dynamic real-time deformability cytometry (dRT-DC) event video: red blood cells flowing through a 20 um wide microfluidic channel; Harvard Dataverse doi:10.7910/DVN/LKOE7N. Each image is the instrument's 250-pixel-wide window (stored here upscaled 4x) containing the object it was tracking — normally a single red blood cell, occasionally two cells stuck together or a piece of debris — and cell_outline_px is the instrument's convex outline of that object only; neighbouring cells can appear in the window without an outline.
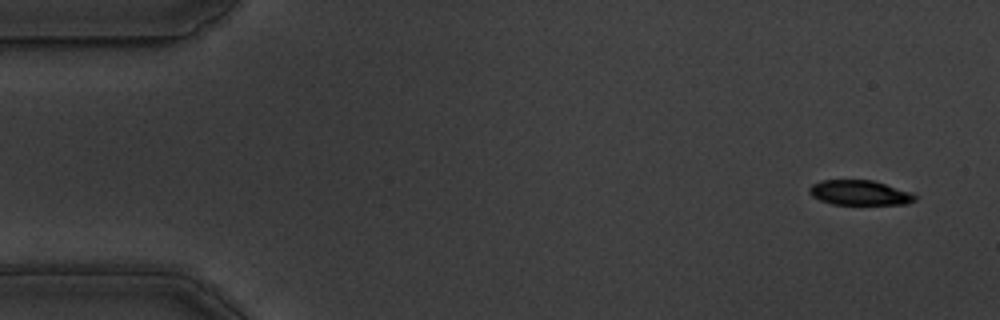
{"species": "common noctule bat (a hibernating species)", "species_latin": "Nyctalus noctula", "temperature_condition": "warm", "stored_images_in_passage": 54, "camera_frame_rate_fps": 3000, "um_per_image_px": 0.085, "animal": {"sex": "male", "body_mass_g": 19.5, "forearm_length_mm": 54.6}, "frame": {"image": 1, "passage_image": 1, "time_ms": 0.0, "image_size_px": [1000, 320], "cell_outline_px": [[916, 200], [904, 204], [832, 204], [820, 200], [812, 196], [808, 192], [808, 188], [812, 184], [820, 180], [872, 180], [912, 192], [916, 196]], "centroid_in_image_um": [73.04, 16.37], "position_along_channel_um": 12.0, "area_um2": 15.32}}
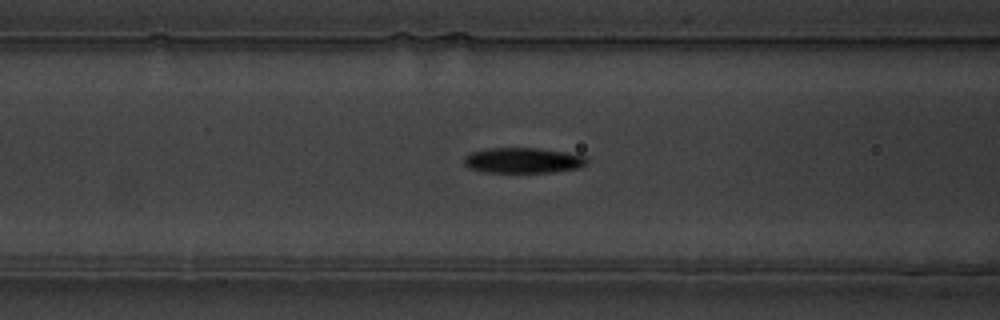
{"frame": {"image": 2, "passage_image": 20, "time_ms": 6.333, "image_size_px": [1000, 320], "cell_outline_px": [[588, 160], [584, 164], [576, 168], [552, 172], [484, 172], [468, 168], [464, 164], [464, 156], [472, 152], [488, 148], [536, 148], [564, 152], [584, 156]], "centroid_in_image_um": [44.39, 13.63], "position_along_channel_um": 122.2, "area_um2": 17.98}}
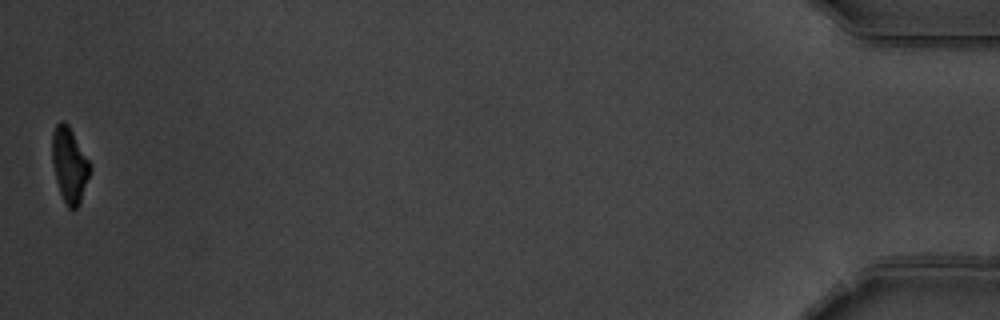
{"frame": {"image": 3, "passage_image": 54, "time_ms": 17.667, "image_size_px": [1000, 320], "cell_outline_px": [[92, 168], [80, 204], [76, 208], [68, 208], [60, 192], [56, 180], [52, 160], [52, 132], [56, 124], [60, 120], [64, 120], [68, 124], [92, 164]], "centroid_in_image_um": [5.92, 13.99], "position_along_channel_um": 429.3, "area_um2": 16.76}, "authors_computed_cell_mechanics": {"area_um2": 18.0625, "velocity_mm_per_s": 3.5603, "shape_relaxation_time_tau1_ms": 4.5756, "shape_relaxation_time_tau2_ms": 4.1702, "deformation_change_tau1": 0.1805, "deformation_change_tau2": 0.0918}}